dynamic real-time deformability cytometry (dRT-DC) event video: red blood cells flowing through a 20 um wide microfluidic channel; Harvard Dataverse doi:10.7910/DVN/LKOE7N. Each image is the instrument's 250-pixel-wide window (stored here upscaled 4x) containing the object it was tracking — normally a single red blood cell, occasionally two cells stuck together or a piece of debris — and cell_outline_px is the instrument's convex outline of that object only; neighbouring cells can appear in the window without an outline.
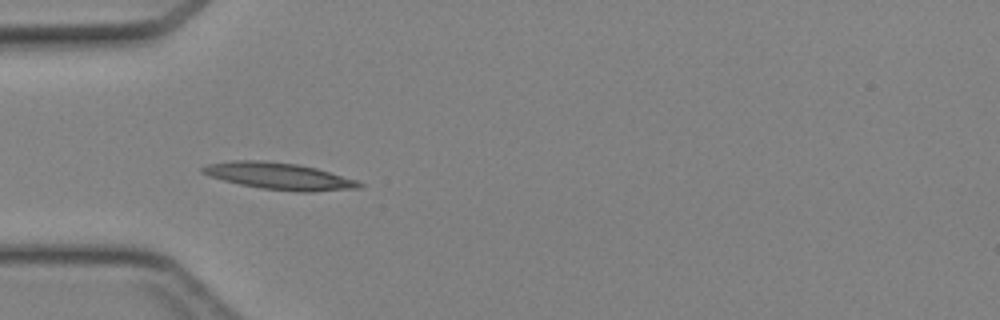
{"species": "Egyptian fruit bat (a non-hibernating species)", "species_latin": "Rousettus aegyptiacus", "temperature_condition": "cold", "stored_images_in_passage": 26, "camera_frame_rate_fps": 3000, "um_per_image_px": 0.085, "animal": {"sex": "female"}, "frame": {"image": 1, "passage_image": 1, "time_ms": 0.0, "image_size_px": [1000, 320], "cell_outline_px": [[364, 184], [360, 188], [312, 192], [296, 192], [260, 188], [240, 184], [208, 176], [200, 172], [200, 168], [208, 164], [232, 160], [264, 160], [296, 164], [316, 168], [356, 180]], "centroid_in_image_um": [23.7, 14.97], "position_along_channel_um": 61.3, "area_um2": 24.51}}
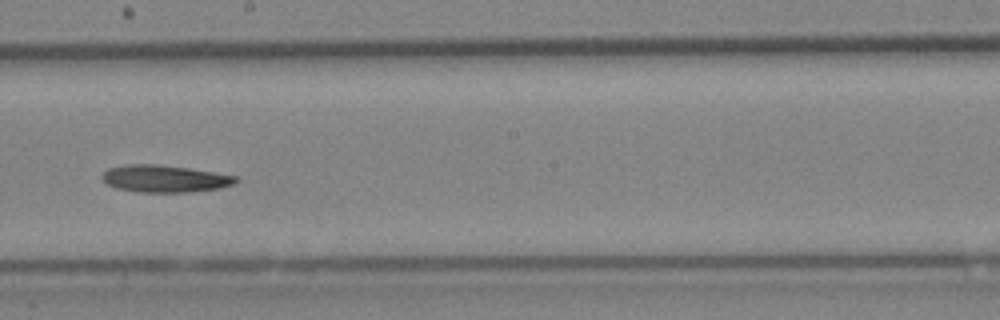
{"frame": {"image": 2, "passage_image": 13, "time_ms": 4.0, "image_size_px": [1000, 320], "cell_outline_px": [[240, 180], [232, 184], [220, 188], [188, 192], [136, 192], [116, 188], [108, 184], [100, 176], [108, 168], [124, 164], [156, 164], [188, 168], [236, 176]], "centroid_in_image_um": [13.96, 15.18], "position_along_channel_um": 234.2, "area_um2": 21.1}}
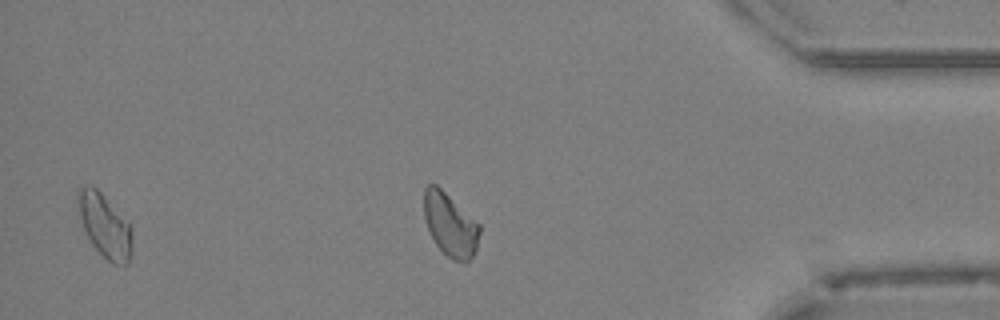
{"frame": {"image": 3, "passage_image": 26, "time_ms": 8.333, "image_size_px": [1000, 320], "cell_outline_px": [[480, 232], [476, 248], [472, 256], [464, 264], [452, 260], [436, 244], [428, 228], [424, 216], [424, 188], [428, 184], [436, 184], [480, 224]], "centroid_in_image_um": [38.27, 19.1], "position_along_channel_um": 396.9, "area_um2": 20.29}}